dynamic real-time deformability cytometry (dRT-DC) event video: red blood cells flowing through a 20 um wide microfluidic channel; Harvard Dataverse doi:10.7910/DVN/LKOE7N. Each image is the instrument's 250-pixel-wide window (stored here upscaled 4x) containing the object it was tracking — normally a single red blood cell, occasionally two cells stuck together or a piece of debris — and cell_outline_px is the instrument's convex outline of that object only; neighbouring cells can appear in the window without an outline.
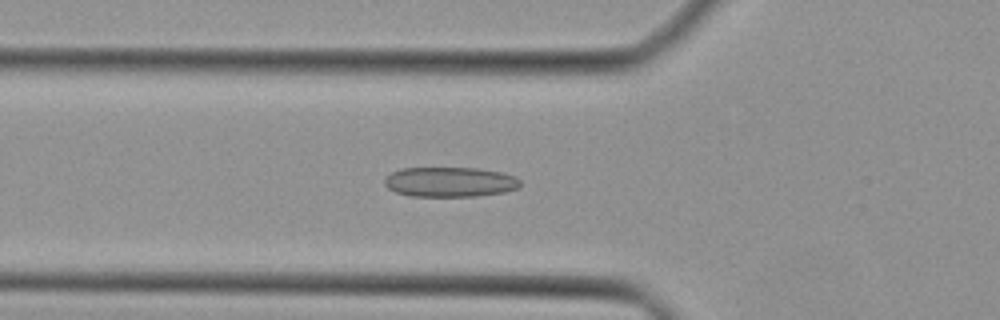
{"species": "Egyptian fruit bat (a non-hibernating species)", "species_latin": "Rousettus aegyptiacus", "temperature_condition": "cold", "stored_images_in_passage": 45, "camera_frame_rate_fps": 3000, "um_per_image_px": 0.085, "animal": {"sex": "female"}, "frame": {"image": 1, "passage_image": 16, "time_ms": 5.0, "image_size_px": [1000, 320], "cell_outline_px": [[520, 188], [504, 192], [476, 196], [408, 196], [396, 192], [388, 188], [384, 184], [384, 180], [392, 172], [400, 168], [476, 168], [500, 172], [516, 176], [520, 180]], "centroid_in_image_um": [38.25, 15.47], "position_along_channel_um": 87.5, "area_um2": 23.7}}
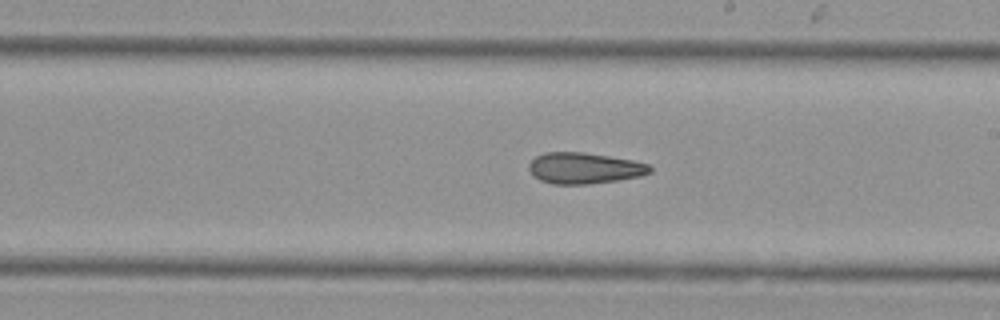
{"frame": {"image": 2, "passage_image": 26, "time_ms": 8.333, "image_size_px": [1000, 320], "cell_outline_px": [[652, 172], [640, 176], [620, 180], [588, 184], [552, 184], [540, 180], [532, 176], [528, 168], [528, 164], [536, 156], [544, 152], [584, 152], [632, 160], [648, 164], [652, 168]], "centroid_in_image_um": [49.64, 14.3], "position_along_channel_um": 239.4, "area_um2": 22.08}}
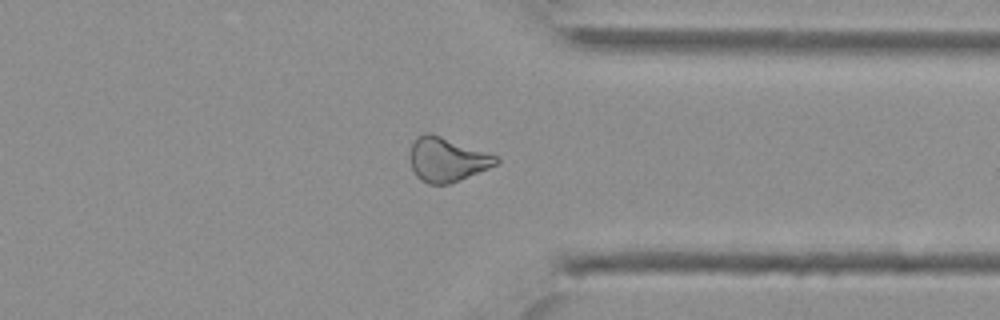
{"frame": {"image": 3, "passage_image": 35, "time_ms": 11.333, "image_size_px": [1000, 320], "cell_outline_px": [[500, 160], [496, 164], [488, 168], [460, 180], [448, 184], [428, 184], [420, 180], [416, 176], [412, 168], [408, 152], [416, 136], [424, 132], [432, 132], [500, 156]], "centroid_in_image_um": [37.98, 13.53], "position_along_channel_um": 373.4, "area_um2": 22.66}}